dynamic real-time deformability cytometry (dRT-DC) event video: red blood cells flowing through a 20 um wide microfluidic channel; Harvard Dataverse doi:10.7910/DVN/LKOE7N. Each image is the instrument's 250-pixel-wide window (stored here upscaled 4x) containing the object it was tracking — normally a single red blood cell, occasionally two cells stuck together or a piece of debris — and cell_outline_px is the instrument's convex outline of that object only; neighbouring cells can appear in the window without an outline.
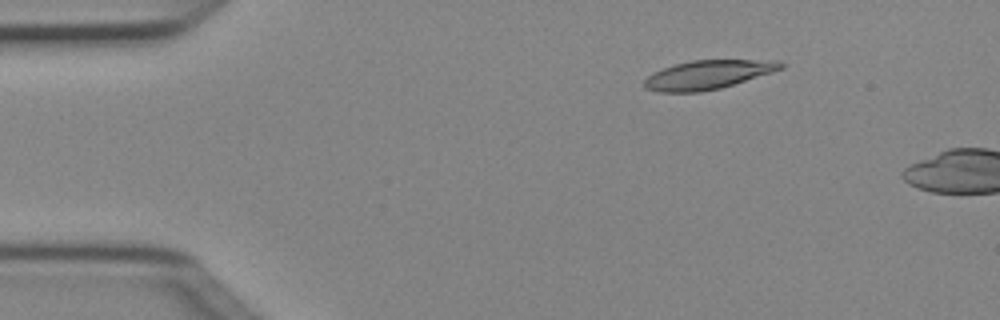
{"species": "Egyptian fruit bat (a non-hibernating species)", "species_latin": "Rousettus aegyptiacus", "temperature_condition": "cold", "stored_images_in_passage": 3, "camera_frame_rate_fps": 3000, "um_per_image_px": 0.085, "animal": {"sex": "female"}, "frame": {"image": 1, "passage_image": 2, "time_ms": 0.333, "image_size_px": [1000, 320], "cell_outline_px": [[784, 68], [772, 72], [720, 88], [700, 92], [656, 92], [644, 88], [644, 80], [648, 76], [664, 68], [676, 64], [692, 60], [780, 60], [784, 64]], "centroid_in_image_um": [60.18, 6.35], "position_along_channel_um": 24.8, "area_um2": 22.77}}